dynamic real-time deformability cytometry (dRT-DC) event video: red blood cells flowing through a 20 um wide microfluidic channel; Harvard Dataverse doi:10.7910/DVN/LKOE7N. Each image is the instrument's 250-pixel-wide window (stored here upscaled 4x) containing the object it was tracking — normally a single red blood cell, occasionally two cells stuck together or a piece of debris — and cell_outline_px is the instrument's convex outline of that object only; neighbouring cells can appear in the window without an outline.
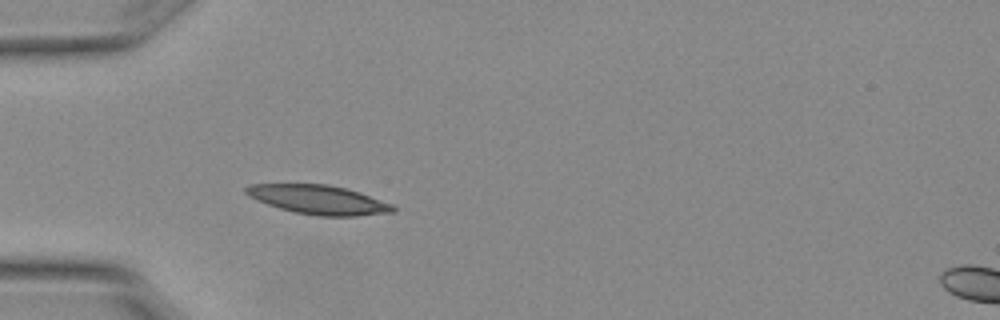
{"species": "Egyptian fruit bat (a non-hibernating species)", "species_latin": "Rousettus aegyptiacus", "temperature_condition": "warm", "stored_images_in_passage": 3, "camera_frame_rate_fps": 3000, "um_per_image_px": 0.085, "animal": {"sex": "female"}, "frame": {"image": 1, "passage_image": 3, "time_ms": 0.667, "image_size_px": [1000, 320], "cell_outline_px": [[396, 212], [356, 216], [316, 216], [296, 212], [280, 208], [256, 200], [248, 196], [244, 192], [244, 188], [248, 184], [328, 184], [348, 188], [360, 192], [392, 204], [396, 208]], "centroid_in_image_um": [27.08, 16.97], "position_along_channel_um": 57.9, "area_um2": 25.09}}